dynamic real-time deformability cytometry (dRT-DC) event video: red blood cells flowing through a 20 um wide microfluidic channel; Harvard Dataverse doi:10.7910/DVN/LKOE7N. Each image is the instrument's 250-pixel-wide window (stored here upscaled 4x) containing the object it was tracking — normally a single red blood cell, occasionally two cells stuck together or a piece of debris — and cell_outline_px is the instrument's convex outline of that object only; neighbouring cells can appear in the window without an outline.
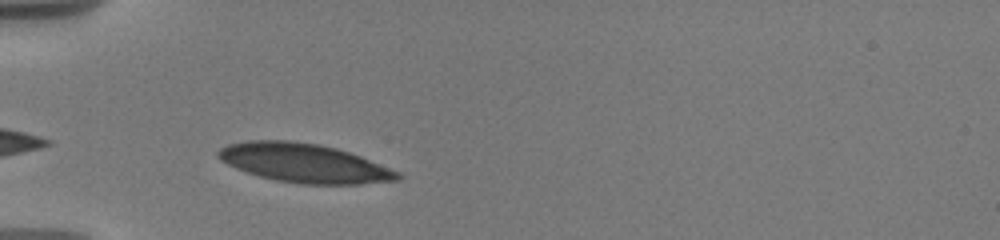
{"species": "human", "species_latin": "Homo sapiens", "temperature_condition": "warm", "stored_images_in_passage": 21, "camera_frame_rate_fps": 3000, "um_per_image_px": 0.085, "donor": {"sex": "male"}, "frame": {"image": 1, "passage_image": 5, "time_ms": 2.0, "image_size_px": [1000, 240], "cell_outline_px": [[404, 176], [400, 180], [360, 184], [300, 184], [276, 180], [260, 176], [236, 168], [220, 160], [216, 156], [216, 152], [220, 148], [228, 144], [248, 140], [292, 140], [320, 144], [336, 148], [360, 156], [400, 172]], "centroid_in_image_um": [25.85, 13.85], "position_along_channel_um": 59.1, "area_um2": 40.81}}
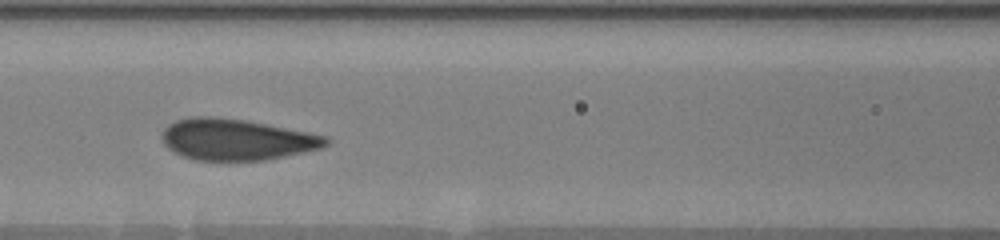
{"frame": {"image": 2, "passage_image": 10, "time_ms": 4.667, "image_size_px": [1000, 240], "cell_outline_px": [[332, 140], [328, 144], [320, 148], [304, 152], [268, 160], [196, 160], [184, 156], [168, 148], [164, 144], [160, 136], [164, 128], [168, 124], [176, 120], [192, 116], [212, 116], [244, 120], [308, 132], [328, 136]], "centroid_in_image_um": [20.1, 11.85], "position_along_channel_um": 146.5, "area_um2": 39.42}}
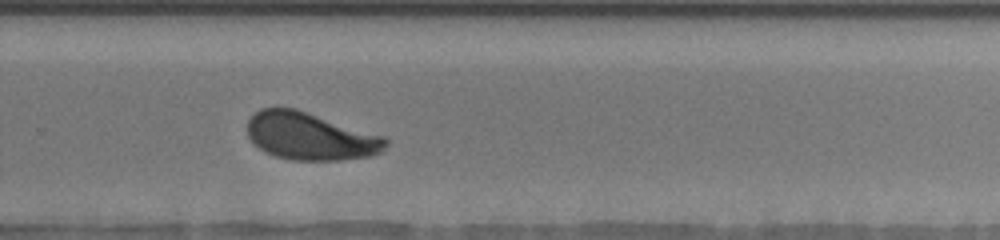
{"frame": {"image": 3, "passage_image": 19, "time_ms": 9.0, "image_size_px": [1000, 240], "cell_outline_px": [[388, 144], [380, 152], [372, 156], [340, 160], [288, 160], [264, 152], [248, 136], [248, 120], [260, 108], [296, 108], [388, 136]], "centroid_in_image_um": [26.44, 11.58], "position_along_channel_um": 303.4, "area_um2": 38.73}}